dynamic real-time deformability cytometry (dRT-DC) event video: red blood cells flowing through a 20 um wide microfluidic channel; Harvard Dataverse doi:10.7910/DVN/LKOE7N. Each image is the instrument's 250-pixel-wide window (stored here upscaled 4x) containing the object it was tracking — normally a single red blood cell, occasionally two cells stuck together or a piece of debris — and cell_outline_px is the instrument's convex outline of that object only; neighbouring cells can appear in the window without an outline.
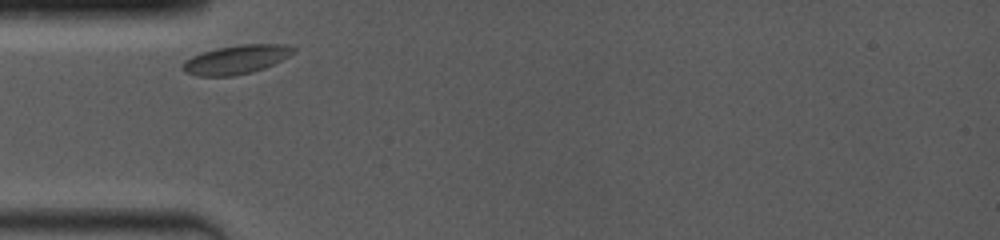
{"species": "common noctule bat (a hibernating species)", "species_latin": "Nyctalus noctula", "temperature_condition": "room temperature", "stored_images_in_passage": 10, "camera_frame_rate_fps": 4000, "um_per_image_px": 0.085, "animal": {"sex": "female", "body_mass_g": 19.0, "forearm_length_mm": 53.3}, "frame": {"image": 1, "passage_image": 2, "time_ms": 0.25, "image_size_px": [1000, 240], "cell_outline_px": [[296, 52], [264, 68], [252, 72], [232, 76], [196, 76], [184, 72], [180, 68], [180, 64], [184, 60], [200, 52], [216, 48], [240, 44], [284, 44], [296, 48]], "centroid_in_image_um": [20.01, 5.06], "position_along_channel_um": 65.0, "area_um2": 18.84}}
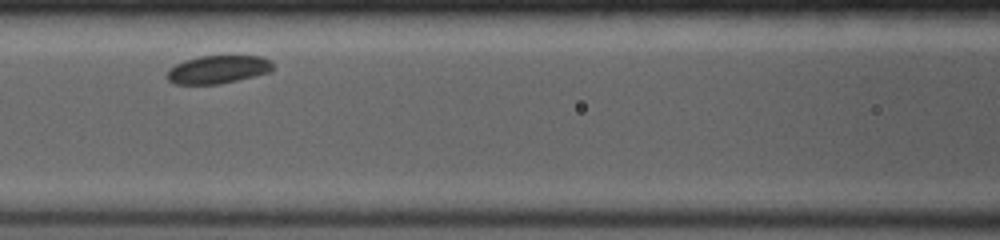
{"frame": {"image": 2, "passage_image": 7, "time_ms": 2.5, "image_size_px": [1000, 240], "cell_outline_px": [[272, 72], [220, 84], [176, 84], [168, 80], [164, 76], [176, 64], [184, 60], [200, 56], [264, 56], [272, 60]], "centroid_in_image_um": [18.56, 5.9], "position_along_channel_um": 148.0, "area_um2": 17.4}}
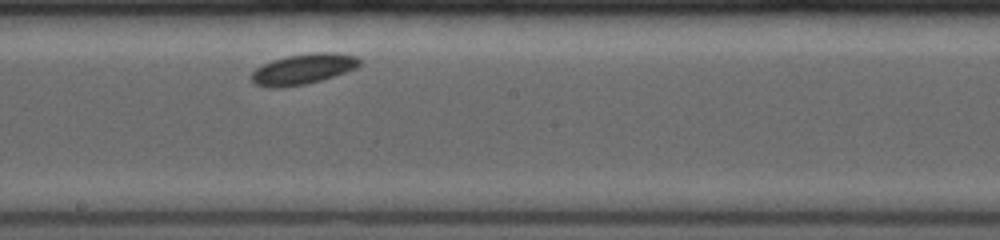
{"frame": {"image": 3, "passage_image": 10, "time_ms": 4.5, "image_size_px": [1000, 240], "cell_outline_px": [[360, 64], [356, 68], [320, 80], [304, 84], [280, 88], [268, 88], [256, 84], [248, 76], [256, 68], [272, 60], [288, 56], [316, 52], [332, 52], [356, 56], [360, 60]], "centroid_in_image_um": [25.72, 5.87], "position_along_channel_um": 222.5, "area_um2": 19.02}}